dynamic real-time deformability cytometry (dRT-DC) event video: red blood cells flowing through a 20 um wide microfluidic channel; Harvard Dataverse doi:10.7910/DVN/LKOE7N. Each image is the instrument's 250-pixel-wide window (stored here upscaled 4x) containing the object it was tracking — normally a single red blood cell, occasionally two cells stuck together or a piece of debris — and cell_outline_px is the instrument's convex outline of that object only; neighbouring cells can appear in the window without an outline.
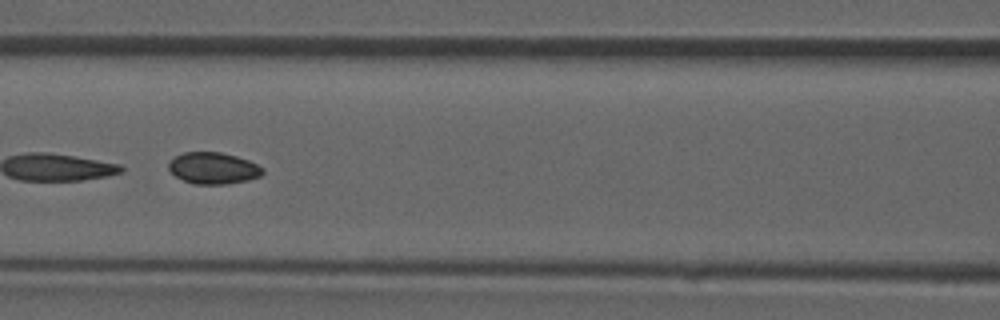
{"species": "common noctule bat (a hibernating species)", "species_latin": "Nyctalus noctula", "temperature_condition": "room temperature", "stored_images_in_passage": 6, "camera_frame_rate_fps": 3000, "um_per_image_px": 0.085, "animal": {"sex": "male", "forearm_length_mm": 52.5}, "frame": {"image": 1, "passage_image": 6, "time_ms": 1.667, "image_size_px": [1000, 320], "cell_outline_px": [[264, 172], [260, 176], [248, 180], [228, 184], [196, 184], [184, 180], [176, 176], [168, 168], [168, 160], [184, 152], [220, 152], [236, 156], [248, 160], [264, 168]], "centroid_in_image_um": [18.13, 14.29], "position_along_channel_um": 148.5, "area_um2": 17.28}}